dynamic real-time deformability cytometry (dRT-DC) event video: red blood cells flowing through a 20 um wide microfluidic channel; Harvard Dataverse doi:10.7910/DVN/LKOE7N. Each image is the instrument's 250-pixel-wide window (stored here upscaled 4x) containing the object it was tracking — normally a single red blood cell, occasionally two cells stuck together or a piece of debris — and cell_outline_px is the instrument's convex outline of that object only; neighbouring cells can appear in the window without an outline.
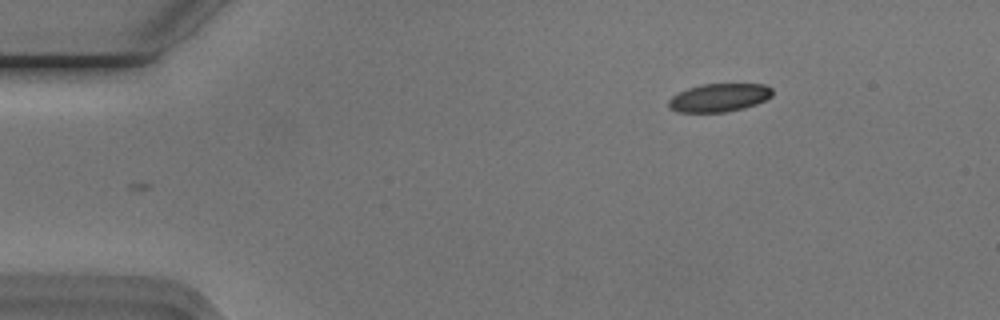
{"species": "Egyptian fruit bat (a non-hibernating species)", "species_latin": "Rousettus aegyptiacus", "temperature_condition": "cold", "stored_images_in_passage": 48, "camera_frame_rate_fps": 3000, "um_per_image_px": 0.085, "animal": {"sex": "male"}, "frame": {"image": 1, "passage_image": 1, "time_ms": 0.0, "image_size_px": [1000, 320], "cell_outline_px": [[772, 96], [756, 104], [744, 108], [724, 112], [680, 112], [668, 108], [668, 100], [672, 96], [688, 88], [700, 84], [764, 84], [772, 88]], "centroid_in_image_um": [61.11, 8.3], "position_along_channel_um": 23.9, "area_um2": 17.05}}
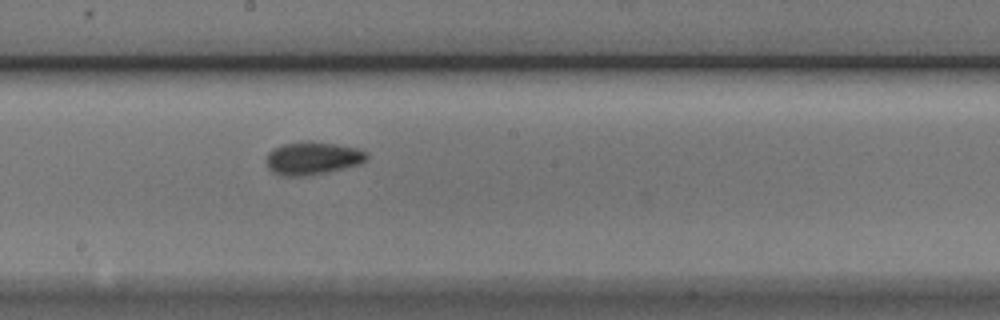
{"frame": {"image": 2, "passage_image": 23, "time_ms": 7.333, "image_size_px": [1000, 320], "cell_outline_px": [[368, 160], [360, 164], [308, 176], [284, 176], [272, 172], [268, 168], [264, 160], [268, 152], [272, 148], [284, 144], [304, 140], [308, 140], [336, 144], [360, 148], [368, 152]], "centroid_in_image_um": [26.56, 13.43], "position_along_channel_um": 221.6, "area_um2": 19.71}}
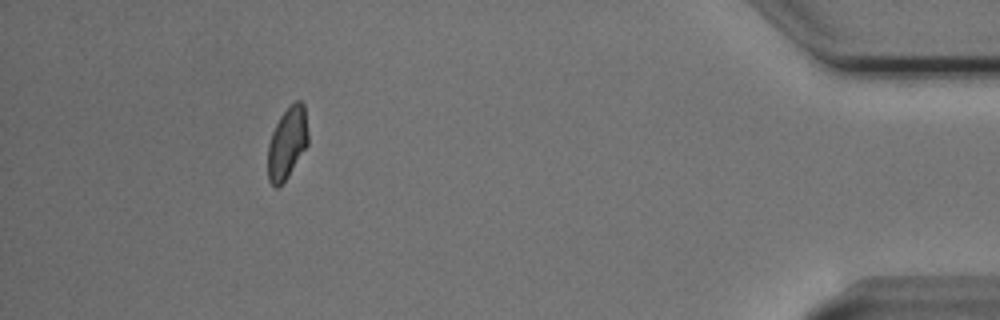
{"frame": {"image": 3, "passage_image": 43, "time_ms": 14.0, "image_size_px": [1000, 320], "cell_outline_px": [[308, 144], [288, 176], [276, 188], [268, 180], [268, 144], [272, 132], [280, 116], [296, 100], [300, 100], [304, 104], [308, 132]], "centroid_in_image_um": [24.41, 12.14], "position_along_channel_um": 410.8, "area_um2": 16.65}, "authors_computed_cell_mechanics": {"area_um2": 17.7446, "velocity_mm_per_s": 3.7369, "shape_relaxation_time_tau1_ms": 5.876, "shape_relaxation_time_tau2_ms": 1.8326, "deformation_change_tau1": 0.1214, "deformation_change_tau2": 0.0526}}